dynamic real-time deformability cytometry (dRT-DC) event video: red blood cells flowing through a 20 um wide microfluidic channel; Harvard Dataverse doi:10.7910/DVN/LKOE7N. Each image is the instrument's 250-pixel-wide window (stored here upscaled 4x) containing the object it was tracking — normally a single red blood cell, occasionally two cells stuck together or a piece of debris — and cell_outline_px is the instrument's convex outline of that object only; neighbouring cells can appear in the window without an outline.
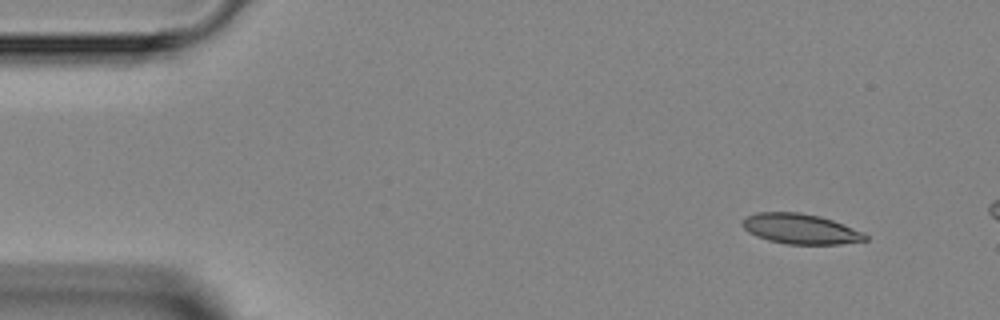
{"species": "Egyptian fruit bat (a non-hibernating species)", "species_latin": "Rousettus aegyptiacus", "temperature_condition": "room temperature", "stored_images_in_passage": 4, "segment_of_instrument_passage": [2, 2], "camera_frame_rate_fps": 3000, "um_per_image_px": 0.085, "animal": {"sex": "female"}, "frame": {"image": 1, "passage_image": 4, "time_ms": 3.333, "image_size_px": [1000, 320], "cell_outline_px": [[868, 240], [840, 244], [788, 244], [768, 240], [756, 236], [748, 232], [740, 224], [748, 216], [756, 212], [800, 212], [820, 216], [832, 220], [864, 232], [868, 236]], "centroid_in_image_um": [68.05, 19.45], "position_along_channel_um": 17.0, "area_um2": 21.62}}